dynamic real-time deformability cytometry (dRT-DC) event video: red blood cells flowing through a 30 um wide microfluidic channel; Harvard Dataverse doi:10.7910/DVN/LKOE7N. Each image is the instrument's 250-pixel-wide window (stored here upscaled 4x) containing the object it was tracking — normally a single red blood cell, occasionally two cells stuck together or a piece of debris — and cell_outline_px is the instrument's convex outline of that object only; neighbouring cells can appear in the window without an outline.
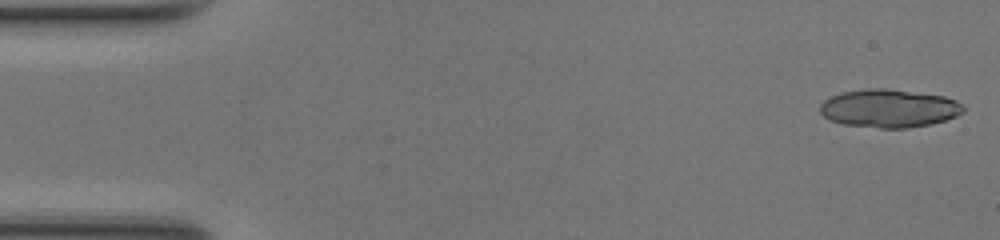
{"species": "common noctule bat (a hibernating species)", "species_latin": "Nyctalus noctula", "temperature_condition": "room temperature", "stored_images_in_passage": 49, "segment_of_instrument_passage": [1, 2], "camera_frame_rate_fps": 3000, "um_per_image_px": 0.085, "animal": {"sex": "female", "body_mass_g": 17.0, "forearm_length_mm": 48.0}, "frame": {"image": 1, "passage_image": 1, "time_ms": 0.0, "image_size_px": [1000, 240], "cell_outline_px": [[968, 108], [964, 112], [956, 116], [944, 120], [928, 124], [908, 128], [880, 128], [844, 124], [832, 120], [824, 116], [820, 112], [820, 104], [824, 100], [832, 96], [844, 92], [868, 88], [884, 88], [944, 96], [956, 100], [964, 104]], "centroid_in_image_um": [75.61, 9.21], "position_along_channel_um": 9.4, "area_um2": 31.79}}